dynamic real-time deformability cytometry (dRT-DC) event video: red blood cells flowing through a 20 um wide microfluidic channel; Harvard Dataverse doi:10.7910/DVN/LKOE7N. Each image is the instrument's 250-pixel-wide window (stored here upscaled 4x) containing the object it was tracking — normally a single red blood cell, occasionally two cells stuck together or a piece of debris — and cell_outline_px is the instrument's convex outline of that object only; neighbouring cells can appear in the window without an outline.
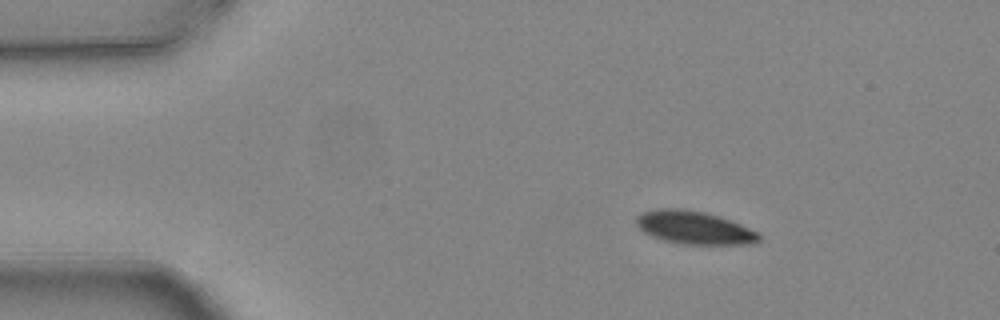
{"species": "common noctule bat (a hibernating species)", "species_latin": "Nyctalus noctula", "temperature_condition": "warm", "stored_images_in_passage": 3, "camera_frame_rate_fps": 3000, "um_per_image_px": 0.085, "animal": {"sex": "female", "body_mass_g": 24.6, "forearm_length_mm": 56.2}, "frame": {"image": 1, "passage_image": 1, "time_ms": 0.0, "image_size_px": [1000, 320], "cell_outline_px": [[760, 240], [756, 244], [684, 244], [664, 240], [652, 236], [644, 232], [636, 224], [636, 216], [644, 212], [660, 208], [680, 208], [704, 212], [720, 216], [760, 232]], "centroid_in_image_um": [59.05, 19.35], "position_along_channel_um": 26.0, "area_um2": 23.64}}